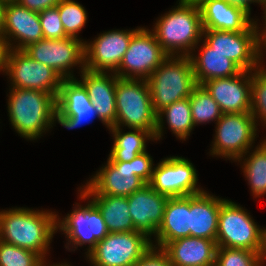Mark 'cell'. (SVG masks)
<instances>
[{
  "instance_id": "1",
  "label": "cell",
  "mask_w": 266,
  "mask_h": 266,
  "mask_svg": "<svg viewBox=\"0 0 266 266\" xmlns=\"http://www.w3.org/2000/svg\"><path fill=\"white\" fill-rule=\"evenodd\" d=\"M57 217L52 211L29 208L0 211V240L33 251L45 260L53 234L58 231Z\"/></svg>"
},
{
  "instance_id": "2",
  "label": "cell",
  "mask_w": 266,
  "mask_h": 266,
  "mask_svg": "<svg viewBox=\"0 0 266 266\" xmlns=\"http://www.w3.org/2000/svg\"><path fill=\"white\" fill-rule=\"evenodd\" d=\"M178 4L157 20L152 32L169 56H190L203 37L201 12L196 0Z\"/></svg>"
},
{
  "instance_id": "3",
  "label": "cell",
  "mask_w": 266,
  "mask_h": 266,
  "mask_svg": "<svg viewBox=\"0 0 266 266\" xmlns=\"http://www.w3.org/2000/svg\"><path fill=\"white\" fill-rule=\"evenodd\" d=\"M153 170V159L147 151L130 162L107 160L106 165L81 189L85 195L128 197L151 181Z\"/></svg>"
},
{
  "instance_id": "4",
  "label": "cell",
  "mask_w": 266,
  "mask_h": 266,
  "mask_svg": "<svg viewBox=\"0 0 266 266\" xmlns=\"http://www.w3.org/2000/svg\"><path fill=\"white\" fill-rule=\"evenodd\" d=\"M10 89L8 114L16 132L26 139L35 140L49 131L57 108V97L43 91Z\"/></svg>"
},
{
  "instance_id": "5",
  "label": "cell",
  "mask_w": 266,
  "mask_h": 266,
  "mask_svg": "<svg viewBox=\"0 0 266 266\" xmlns=\"http://www.w3.org/2000/svg\"><path fill=\"white\" fill-rule=\"evenodd\" d=\"M154 112L189 98L197 85L189 56H168L146 80Z\"/></svg>"
},
{
  "instance_id": "6",
  "label": "cell",
  "mask_w": 266,
  "mask_h": 266,
  "mask_svg": "<svg viewBox=\"0 0 266 266\" xmlns=\"http://www.w3.org/2000/svg\"><path fill=\"white\" fill-rule=\"evenodd\" d=\"M115 98V126L143 129L155 135L157 114L153 110L146 80L117 77Z\"/></svg>"
},
{
  "instance_id": "7",
  "label": "cell",
  "mask_w": 266,
  "mask_h": 266,
  "mask_svg": "<svg viewBox=\"0 0 266 266\" xmlns=\"http://www.w3.org/2000/svg\"><path fill=\"white\" fill-rule=\"evenodd\" d=\"M264 236L265 229L260 228L243 207L227 199L221 204L217 247L246 249L262 255Z\"/></svg>"
},
{
  "instance_id": "8",
  "label": "cell",
  "mask_w": 266,
  "mask_h": 266,
  "mask_svg": "<svg viewBox=\"0 0 266 266\" xmlns=\"http://www.w3.org/2000/svg\"><path fill=\"white\" fill-rule=\"evenodd\" d=\"M215 124L217 127L212 150H210L211 155L242 161L256 139L258 125L253 115L251 113H223Z\"/></svg>"
},
{
  "instance_id": "9",
  "label": "cell",
  "mask_w": 266,
  "mask_h": 266,
  "mask_svg": "<svg viewBox=\"0 0 266 266\" xmlns=\"http://www.w3.org/2000/svg\"><path fill=\"white\" fill-rule=\"evenodd\" d=\"M152 244V240L139 231L108 233L87 258L96 266H133Z\"/></svg>"
},
{
  "instance_id": "10",
  "label": "cell",
  "mask_w": 266,
  "mask_h": 266,
  "mask_svg": "<svg viewBox=\"0 0 266 266\" xmlns=\"http://www.w3.org/2000/svg\"><path fill=\"white\" fill-rule=\"evenodd\" d=\"M259 25L253 21L244 31H220L203 29L204 40L212 51L235 62L243 71H254L258 68Z\"/></svg>"
},
{
  "instance_id": "11",
  "label": "cell",
  "mask_w": 266,
  "mask_h": 266,
  "mask_svg": "<svg viewBox=\"0 0 266 266\" xmlns=\"http://www.w3.org/2000/svg\"><path fill=\"white\" fill-rule=\"evenodd\" d=\"M168 56L154 33L139 27L114 73L119 78L147 80Z\"/></svg>"
},
{
  "instance_id": "12",
  "label": "cell",
  "mask_w": 266,
  "mask_h": 266,
  "mask_svg": "<svg viewBox=\"0 0 266 266\" xmlns=\"http://www.w3.org/2000/svg\"><path fill=\"white\" fill-rule=\"evenodd\" d=\"M12 88L43 91L58 97L64 80L48 65L32 59L23 50L9 49L5 72Z\"/></svg>"
},
{
  "instance_id": "13",
  "label": "cell",
  "mask_w": 266,
  "mask_h": 266,
  "mask_svg": "<svg viewBox=\"0 0 266 266\" xmlns=\"http://www.w3.org/2000/svg\"><path fill=\"white\" fill-rule=\"evenodd\" d=\"M74 37L45 39L29 44L23 51L39 63L48 65L64 80L75 79L73 66L85 69L84 41Z\"/></svg>"
},
{
  "instance_id": "14",
  "label": "cell",
  "mask_w": 266,
  "mask_h": 266,
  "mask_svg": "<svg viewBox=\"0 0 266 266\" xmlns=\"http://www.w3.org/2000/svg\"><path fill=\"white\" fill-rule=\"evenodd\" d=\"M75 208L63 220L57 218V229H61L66 234L69 242L66 244L72 243L71 245L76 249L78 245L88 243L89 248L86 252L88 255L109 231L100 210L91 199L85 206L78 204Z\"/></svg>"
},
{
  "instance_id": "15",
  "label": "cell",
  "mask_w": 266,
  "mask_h": 266,
  "mask_svg": "<svg viewBox=\"0 0 266 266\" xmlns=\"http://www.w3.org/2000/svg\"><path fill=\"white\" fill-rule=\"evenodd\" d=\"M196 169L188 159L168 157L154 167L148 183L155 191L169 198L188 196L204 192L197 185Z\"/></svg>"
},
{
  "instance_id": "16",
  "label": "cell",
  "mask_w": 266,
  "mask_h": 266,
  "mask_svg": "<svg viewBox=\"0 0 266 266\" xmlns=\"http://www.w3.org/2000/svg\"><path fill=\"white\" fill-rule=\"evenodd\" d=\"M95 117L99 119L84 86L76 78L63 80L52 116V127L57 121L63 127L73 129L92 122Z\"/></svg>"
},
{
  "instance_id": "17",
  "label": "cell",
  "mask_w": 266,
  "mask_h": 266,
  "mask_svg": "<svg viewBox=\"0 0 266 266\" xmlns=\"http://www.w3.org/2000/svg\"><path fill=\"white\" fill-rule=\"evenodd\" d=\"M137 30H111L101 33L91 43L85 41V69L115 72Z\"/></svg>"
},
{
  "instance_id": "18",
  "label": "cell",
  "mask_w": 266,
  "mask_h": 266,
  "mask_svg": "<svg viewBox=\"0 0 266 266\" xmlns=\"http://www.w3.org/2000/svg\"><path fill=\"white\" fill-rule=\"evenodd\" d=\"M251 71L203 84L222 113H251ZM248 74V75H247Z\"/></svg>"
},
{
  "instance_id": "19",
  "label": "cell",
  "mask_w": 266,
  "mask_h": 266,
  "mask_svg": "<svg viewBox=\"0 0 266 266\" xmlns=\"http://www.w3.org/2000/svg\"><path fill=\"white\" fill-rule=\"evenodd\" d=\"M11 38L16 39L17 45H13ZM43 38L39 12L31 11L17 1L6 3L2 39L9 49L23 50Z\"/></svg>"
},
{
  "instance_id": "20",
  "label": "cell",
  "mask_w": 266,
  "mask_h": 266,
  "mask_svg": "<svg viewBox=\"0 0 266 266\" xmlns=\"http://www.w3.org/2000/svg\"><path fill=\"white\" fill-rule=\"evenodd\" d=\"M169 197L155 191L149 184L127 197L136 231L151 239L161 225Z\"/></svg>"
},
{
  "instance_id": "21",
  "label": "cell",
  "mask_w": 266,
  "mask_h": 266,
  "mask_svg": "<svg viewBox=\"0 0 266 266\" xmlns=\"http://www.w3.org/2000/svg\"><path fill=\"white\" fill-rule=\"evenodd\" d=\"M78 80L88 92L94 109L99 119L108 128L115 126L116 120V98L115 88L117 76L114 72L90 71L83 69Z\"/></svg>"
},
{
  "instance_id": "22",
  "label": "cell",
  "mask_w": 266,
  "mask_h": 266,
  "mask_svg": "<svg viewBox=\"0 0 266 266\" xmlns=\"http://www.w3.org/2000/svg\"><path fill=\"white\" fill-rule=\"evenodd\" d=\"M172 266H215L217 243L198 237H184L167 242L161 248Z\"/></svg>"
},
{
  "instance_id": "23",
  "label": "cell",
  "mask_w": 266,
  "mask_h": 266,
  "mask_svg": "<svg viewBox=\"0 0 266 266\" xmlns=\"http://www.w3.org/2000/svg\"><path fill=\"white\" fill-rule=\"evenodd\" d=\"M203 29L244 31L254 20L242 9L229 5L225 0H196Z\"/></svg>"
},
{
  "instance_id": "24",
  "label": "cell",
  "mask_w": 266,
  "mask_h": 266,
  "mask_svg": "<svg viewBox=\"0 0 266 266\" xmlns=\"http://www.w3.org/2000/svg\"><path fill=\"white\" fill-rule=\"evenodd\" d=\"M226 199L217 198L207 191L190 195V236L216 241L221 204Z\"/></svg>"
},
{
  "instance_id": "25",
  "label": "cell",
  "mask_w": 266,
  "mask_h": 266,
  "mask_svg": "<svg viewBox=\"0 0 266 266\" xmlns=\"http://www.w3.org/2000/svg\"><path fill=\"white\" fill-rule=\"evenodd\" d=\"M190 236V195L169 198L160 227L155 235L156 245L162 248L167 242Z\"/></svg>"
},
{
  "instance_id": "26",
  "label": "cell",
  "mask_w": 266,
  "mask_h": 266,
  "mask_svg": "<svg viewBox=\"0 0 266 266\" xmlns=\"http://www.w3.org/2000/svg\"><path fill=\"white\" fill-rule=\"evenodd\" d=\"M199 56L190 55L196 84L203 85L205 82L227 78L241 73L243 70L232 60L224 57L219 52L212 51L205 42L202 44Z\"/></svg>"
},
{
  "instance_id": "27",
  "label": "cell",
  "mask_w": 266,
  "mask_h": 266,
  "mask_svg": "<svg viewBox=\"0 0 266 266\" xmlns=\"http://www.w3.org/2000/svg\"><path fill=\"white\" fill-rule=\"evenodd\" d=\"M81 199H92L100 210L109 233L136 231L130 215L127 197L110 195H85L80 191Z\"/></svg>"
},
{
  "instance_id": "28",
  "label": "cell",
  "mask_w": 266,
  "mask_h": 266,
  "mask_svg": "<svg viewBox=\"0 0 266 266\" xmlns=\"http://www.w3.org/2000/svg\"><path fill=\"white\" fill-rule=\"evenodd\" d=\"M114 137V143L110 151L108 160L110 162H130L138 155L146 152V141L155 140L150 131L143 129H131L122 133L119 126L108 128ZM147 139V140H146Z\"/></svg>"
},
{
  "instance_id": "29",
  "label": "cell",
  "mask_w": 266,
  "mask_h": 266,
  "mask_svg": "<svg viewBox=\"0 0 266 266\" xmlns=\"http://www.w3.org/2000/svg\"><path fill=\"white\" fill-rule=\"evenodd\" d=\"M164 115L166 116L169 129L176 135V137H178V139L185 140L190 136L194 124L192 121L189 98L178 100L157 113V123L154 135L155 140L162 139L161 136L164 131Z\"/></svg>"
},
{
  "instance_id": "30",
  "label": "cell",
  "mask_w": 266,
  "mask_h": 266,
  "mask_svg": "<svg viewBox=\"0 0 266 266\" xmlns=\"http://www.w3.org/2000/svg\"><path fill=\"white\" fill-rule=\"evenodd\" d=\"M251 153L249 157L243 158L242 170L253 195L260 197L266 194V139Z\"/></svg>"
},
{
  "instance_id": "31",
  "label": "cell",
  "mask_w": 266,
  "mask_h": 266,
  "mask_svg": "<svg viewBox=\"0 0 266 266\" xmlns=\"http://www.w3.org/2000/svg\"><path fill=\"white\" fill-rule=\"evenodd\" d=\"M189 100L194 126L209 121H218L223 114L203 85L197 84L193 88Z\"/></svg>"
},
{
  "instance_id": "32",
  "label": "cell",
  "mask_w": 266,
  "mask_h": 266,
  "mask_svg": "<svg viewBox=\"0 0 266 266\" xmlns=\"http://www.w3.org/2000/svg\"><path fill=\"white\" fill-rule=\"evenodd\" d=\"M58 11L66 35L77 38L87 21L85 8L74 0H61Z\"/></svg>"
},
{
  "instance_id": "33",
  "label": "cell",
  "mask_w": 266,
  "mask_h": 266,
  "mask_svg": "<svg viewBox=\"0 0 266 266\" xmlns=\"http://www.w3.org/2000/svg\"><path fill=\"white\" fill-rule=\"evenodd\" d=\"M37 253L0 240V266H45Z\"/></svg>"
},
{
  "instance_id": "34",
  "label": "cell",
  "mask_w": 266,
  "mask_h": 266,
  "mask_svg": "<svg viewBox=\"0 0 266 266\" xmlns=\"http://www.w3.org/2000/svg\"><path fill=\"white\" fill-rule=\"evenodd\" d=\"M262 255L246 249L217 247L215 266H262Z\"/></svg>"
},
{
  "instance_id": "35",
  "label": "cell",
  "mask_w": 266,
  "mask_h": 266,
  "mask_svg": "<svg viewBox=\"0 0 266 266\" xmlns=\"http://www.w3.org/2000/svg\"><path fill=\"white\" fill-rule=\"evenodd\" d=\"M251 78V114L266 124V74L255 69ZM266 126V125H265Z\"/></svg>"
},
{
  "instance_id": "36",
  "label": "cell",
  "mask_w": 266,
  "mask_h": 266,
  "mask_svg": "<svg viewBox=\"0 0 266 266\" xmlns=\"http://www.w3.org/2000/svg\"><path fill=\"white\" fill-rule=\"evenodd\" d=\"M39 20L45 39H61L68 37L60 19L58 5L39 12Z\"/></svg>"
},
{
  "instance_id": "37",
  "label": "cell",
  "mask_w": 266,
  "mask_h": 266,
  "mask_svg": "<svg viewBox=\"0 0 266 266\" xmlns=\"http://www.w3.org/2000/svg\"><path fill=\"white\" fill-rule=\"evenodd\" d=\"M133 266H172V264L161 248L152 246Z\"/></svg>"
},
{
  "instance_id": "38",
  "label": "cell",
  "mask_w": 266,
  "mask_h": 266,
  "mask_svg": "<svg viewBox=\"0 0 266 266\" xmlns=\"http://www.w3.org/2000/svg\"><path fill=\"white\" fill-rule=\"evenodd\" d=\"M61 0H17V2L25 8L41 12L45 9L56 7Z\"/></svg>"
},
{
  "instance_id": "39",
  "label": "cell",
  "mask_w": 266,
  "mask_h": 266,
  "mask_svg": "<svg viewBox=\"0 0 266 266\" xmlns=\"http://www.w3.org/2000/svg\"><path fill=\"white\" fill-rule=\"evenodd\" d=\"M229 5L238 7L246 12L249 16L251 15L250 4L252 3H260L264 5L260 0H225Z\"/></svg>"
},
{
  "instance_id": "40",
  "label": "cell",
  "mask_w": 266,
  "mask_h": 266,
  "mask_svg": "<svg viewBox=\"0 0 266 266\" xmlns=\"http://www.w3.org/2000/svg\"><path fill=\"white\" fill-rule=\"evenodd\" d=\"M9 47L6 42L0 38V70L6 72L7 55Z\"/></svg>"
},
{
  "instance_id": "41",
  "label": "cell",
  "mask_w": 266,
  "mask_h": 266,
  "mask_svg": "<svg viewBox=\"0 0 266 266\" xmlns=\"http://www.w3.org/2000/svg\"><path fill=\"white\" fill-rule=\"evenodd\" d=\"M6 1L0 0V38L2 39L3 28H4V18H5V7Z\"/></svg>"
},
{
  "instance_id": "42",
  "label": "cell",
  "mask_w": 266,
  "mask_h": 266,
  "mask_svg": "<svg viewBox=\"0 0 266 266\" xmlns=\"http://www.w3.org/2000/svg\"><path fill=\"white\" fill-rule=\"evenodd\" d=\"M265 7L264 9V19H265V28L261 31L257 29V38H258V44H266V4L263 5ZM260 31V32H259Z\"/></svg>"
},
{
  "instance_id": "43",
  "label": "cell",
  "mask_w": 266,
  "mask_h": 266,
  "mask_svg": "<svg viewBox=\"0 0 266 266\" xmlns=\"http://www.w3.org/2000/svg\"><path fill=\"white\" fill-rule=\"evenodd\" d=\"M262 47L266 50V44H258V64H260V65H261L260 62L262 60L261 58H263V57H261V56H263ZM260 65H258L257 69L260 70L262 73L266 74V68H264V67H262V65L261 66Z\"/></svg>"
},
{
  "instance_id": "44",
  "label": "cell",
  "mask_w": 266,
  "mask_h": 266,
  "mask_svg": "<svg viewBox=\"0 0 266 266\" xmlns=\"http://www.w3.org/2000/svg\"><path fill=\"white\" fill-rule=\"evenodd\" d=\"M266 261V229H265V236H264V250L262 254V264Z\"/></svg>"
},
{
  "instance_id": "45",
  "label": "cell",
  "mask_w": 266,
  "mask_h": 266,
  "mask_svg": "<svg viewBox=\"0 0 266 266\" xmlns=\"http://www.w3.org/2000/svg\"><path fill=\"white\" fill-rule=\"evenodd\" d=\"M45 266H46V265H45ZM47 266H48V265H47ZM50 266H71V265H70V264L68 265V264H66V263H65V264H63V263L60 264V263H59V264H57V265L53 264V265H50Z\"/></svg>"
},
{
  "instance_id": "46",
  "label": "cell",
  "mask_w": 266,
  "mask_h": 266,
  "mask_svg": "<svg viewBox=\"0 0 266 266\" xmlns=\"http://www.w3.org/2000/svg\"><path fill=\"white\" fill-rule=\"evenodd\" d=\"M6 2H13V1H17V0H4Z\"/></svg>"
},
{
  "instance_id": "47",
  "label": "cell",
  "mask_w": 266,
  "mask_h": 266,
  "mask_svg": "<svg viewBox=\"0 0 266 266\" xmlns=\"http://www.w3.org/2000/svg\"><path fill=\"white\" fill-rule=\"evenodd\" d=\"M263 4H266V0H260Z\"/></svg>"
}]
</instances>
